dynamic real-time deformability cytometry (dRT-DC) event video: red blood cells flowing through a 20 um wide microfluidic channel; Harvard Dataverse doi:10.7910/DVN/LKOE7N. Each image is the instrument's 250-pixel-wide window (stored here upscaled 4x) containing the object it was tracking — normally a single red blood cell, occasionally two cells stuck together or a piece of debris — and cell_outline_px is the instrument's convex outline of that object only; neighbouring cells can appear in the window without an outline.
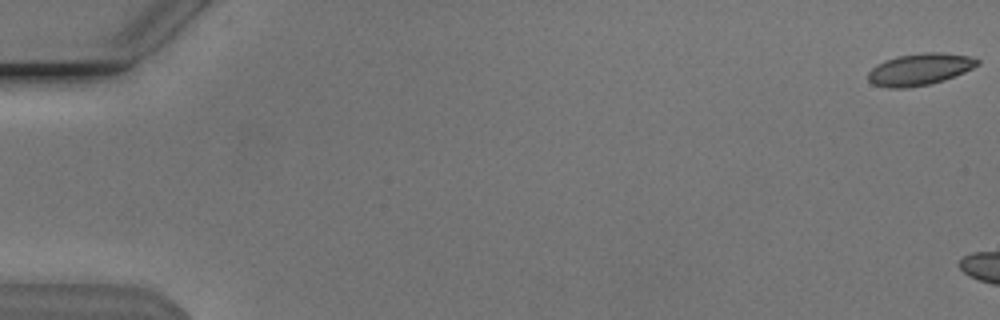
{"species": "Egyptian fruit bat (a non-hibernating species)", "species_latin": "Rousettus aegyptiacus", "temperature_condition": "cold", "stored_images_in_passage": 6, "camera_frame_rate_fps": 3000, "um_per_image_px": 0.085, "animal": {"sex": "male"}, "frame": {"image": 1, "passage_image": 1, "time_ms": 0.0, "image_size_px": [1000, 320], "cell_outline_px": [[980, 64], [964, 72], [944, 80], [928, 84], [904, 88], [888, 88], [872, 84], [868, 80], [868, 72], [876, 64], [884, 60], [896, 56], [924, 52], [940, 52], [968, 56], [980, 60]], "centroid_in_image_um": [78.14, 5.88], "position_along_channel_um": 6.9, "area_um2": 20.29}}